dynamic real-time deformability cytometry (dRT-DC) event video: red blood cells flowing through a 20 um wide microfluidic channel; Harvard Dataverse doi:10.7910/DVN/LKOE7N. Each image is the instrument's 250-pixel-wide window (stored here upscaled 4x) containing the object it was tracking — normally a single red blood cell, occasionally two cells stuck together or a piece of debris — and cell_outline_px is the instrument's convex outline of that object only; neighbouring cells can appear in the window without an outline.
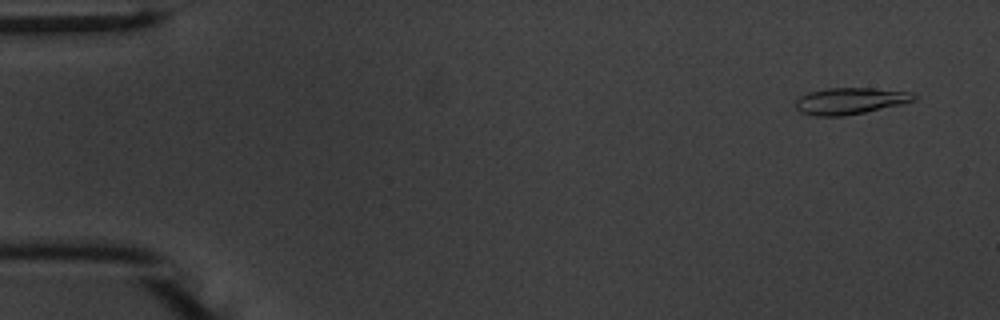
{"species": "common noctule bat (a hibernating species)", "species_latin": "Nyctalus noctula", "temperature_condition": "warm", "stored_images_in_passage": 52, "camera_frame_rate_fps": 3000, "um_per_image_px": 0.085, "animal": {"sex": "male", "body_mass_g": 20.1, "forearm_length_mm": 53.5}, "frame": {"image": 1, "passage_image": 1, "time_ms": 0.0, "image_size_px": [1000, 320], "cell_outline_px": [[916, 100], [900, 104], [864, 112], [844, 116], [816, 116], [800, 112], [796, 108], [796, 100], [800, 96], [808, 92], [828, 88], [872, 88], [912, 92], [916, 96]], "centroid_in_image_um": [72.24, 8.57], "position_along_channel_um": 12.8, "area_um2": 18.21}}
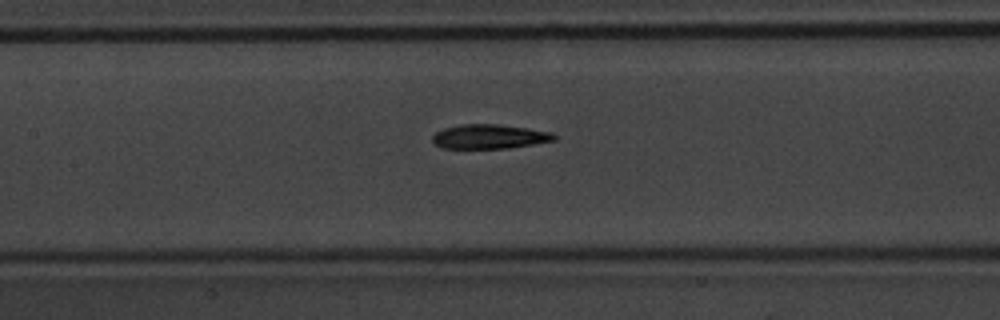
{"frame": {"image": 2, "passage_image": 23, "time_ms": 7.333, "image_size_px": [1000, 320], "cell_outline_px": [[556, 140], [508, 148], [440, 148], [432, 140], [432, 136], [436, 132], [444, 128], [460, 124], [496, 124], [528, 128], [552, 132], [556, 136]], "centroid_in_image_um": [41.59, 11.6], "position_along_channel_um": 165.8, "area_um2": 17.22}}
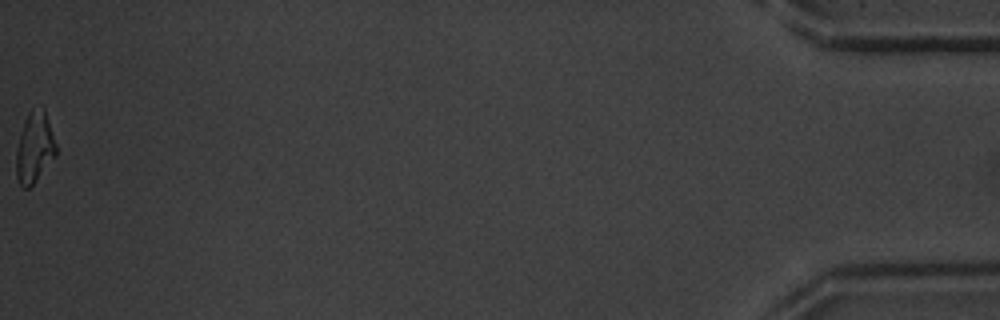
{"frame": {"image": 3, "passage_image": 52, "time_ms": 17.0, "image_size_px": [1000, 320], "cell_outline_px": [[56, 156], [36, 180], [28, 188], [24, 188], [20, 184], [16, 176], [16, 148], [28, 112], [32, 108], [44, 108], [56, 144]], "centroid_in_image_um": [2.94, 12.55], "position_along_channel_um": 432.3, "area_um2": 16.18}, "authors_computed_cell_mechanics": {"area_um2": 17.7157, "velocity_mm_per_s": 3.7573, "shape_relaxation_time_tau1_ms": 4.0163, "shape_relaxation_time_tau2_ms": 2.0187, "deformation_change_tau1": 0.1667, "deformation_change_tau2": 0.1209}}